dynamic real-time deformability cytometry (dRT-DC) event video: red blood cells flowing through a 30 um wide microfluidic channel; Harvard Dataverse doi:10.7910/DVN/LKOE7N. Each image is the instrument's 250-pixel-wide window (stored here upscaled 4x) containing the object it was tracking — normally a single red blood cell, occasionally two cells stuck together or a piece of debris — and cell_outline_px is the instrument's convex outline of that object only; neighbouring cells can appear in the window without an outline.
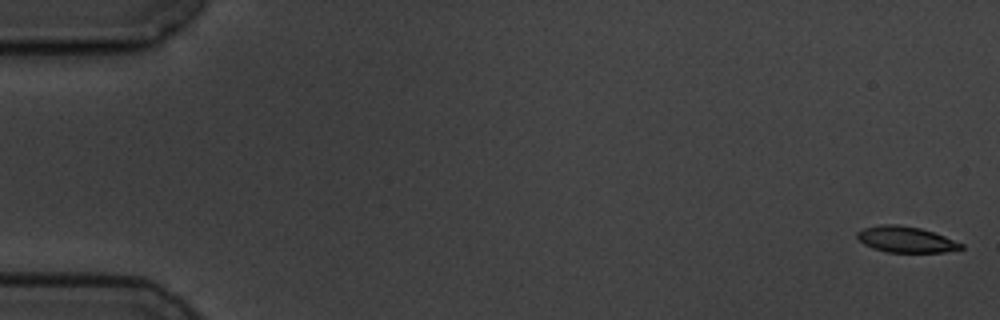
{"species": "common noctule bat (a hibernating species)", "species_latin": "Nyctalus noctula", "temperature_condition": "cold", "stored_images_in_passage": 7, "camera_frame_rate_fps": 3000, "um_per_image_px": 0.085, "animal": {"sex": "male", "body_mass_g": 19.5, "forearm_length_mm": 54.6}, "frame": {"image": 1, "passage_image": 1, "time_ms": 0.0, "image_size_px": [1000, 320], "cell_outline_px": [[964, 248], [944, 252], [888, 252], [872, 248], [864, 244], [856, 236], [856, 232], [864, 228], [880, 224], [896, 224], [920, 228], [944, 236], [964, 244]], "centroid_in_image_um": [76.99, 20.35], "position_along_channel_um": 8.0, "area_um2": 15.66}}
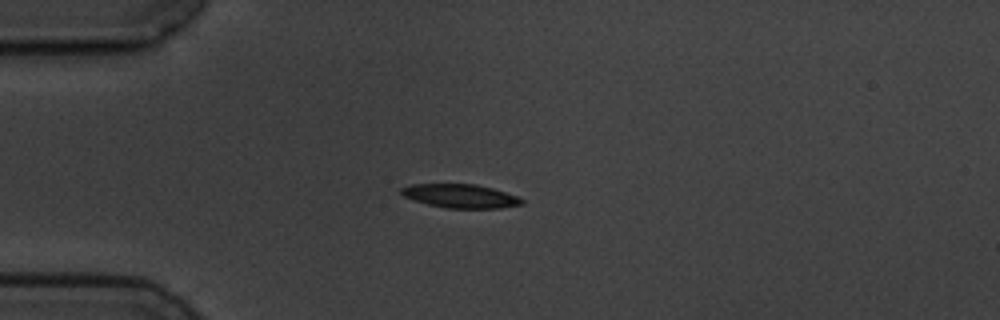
{"frame": {"image": 2, "passage_image": 5, "time_ms": 4.667, "image_size_px": [1000, 320], "cell_outline_px": [[524, 204], [500, 208], [444, 208], [428, 204], [404, 196], [400, 192], [400, 188], [412, 184], [476, 184], [492, 188], [516, 196], [524, 200]], "centroid_in_image_um": [39.14, 16.66], "position_along_channel_um": 45.9, "area_um2": 16.53}}
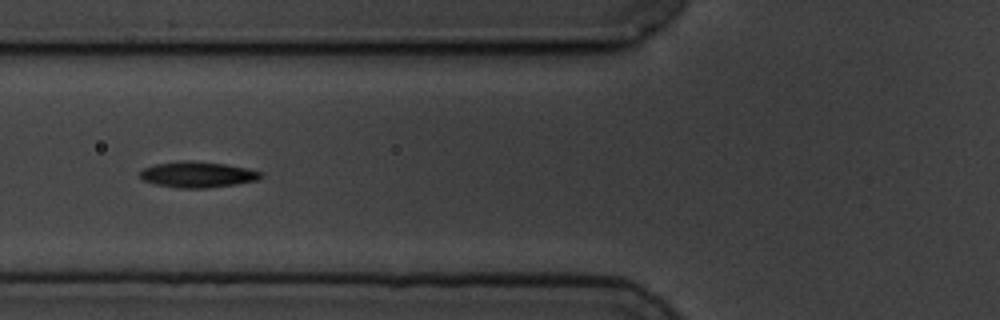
{"frame": {"image": 3, "passage_image": 7, "time_ms": 7.0, "image_size_px": [1000, 320], "cell_outline_px": [[264, 176], [256, 180], [236, 184], [208, 188], [180, 188], [156, 184], [144, 180], [140, 176], [140, 172], [144, 168], [156, 164], [184, 160], [224, 164], [248, 168], [264, 172]], "centroid_in_image_um": [16.84, 14.84], "position_along_channel_um": 109.0, "area_um2": 18.09}}